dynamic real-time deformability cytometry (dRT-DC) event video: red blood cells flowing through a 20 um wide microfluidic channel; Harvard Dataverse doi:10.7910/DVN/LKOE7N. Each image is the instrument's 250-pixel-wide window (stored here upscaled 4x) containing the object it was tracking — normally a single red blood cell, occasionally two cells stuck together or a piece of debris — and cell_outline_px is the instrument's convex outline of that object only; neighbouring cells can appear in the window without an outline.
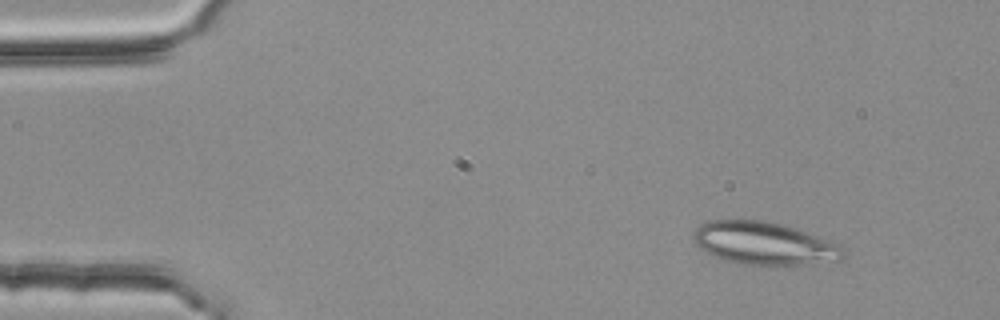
{"species": "common noctule bat (a hibernating species)", "species_latin": "Nyctalus noctula", "temperature_condition": "room temperature", "stored_images_in_passage": 5, "camera_frame_rate_fps": 3000, "um_per_image_px": 0.085, "animal": {"sex": "female", "body_mass_g": 25.1}, "frame": {"image": 1, "passage_image": 2, "time_ms": 0.333, "image_size_px": [1000, 320], "cell_outline_px": [[848, 256], [840, 260], [800, 264], [748, 264], [724, 260], [708, 252], [696, 244], [692, 236], [696, 228], [700, 224], [708, 220], [764, 220], [784, 224], [796, 228], [840, 244], [844, 248]], "centroid_in_image_um": [64.99, 20.66], "position_along_channel_um": 20.0, "area_um2": 37.11}}